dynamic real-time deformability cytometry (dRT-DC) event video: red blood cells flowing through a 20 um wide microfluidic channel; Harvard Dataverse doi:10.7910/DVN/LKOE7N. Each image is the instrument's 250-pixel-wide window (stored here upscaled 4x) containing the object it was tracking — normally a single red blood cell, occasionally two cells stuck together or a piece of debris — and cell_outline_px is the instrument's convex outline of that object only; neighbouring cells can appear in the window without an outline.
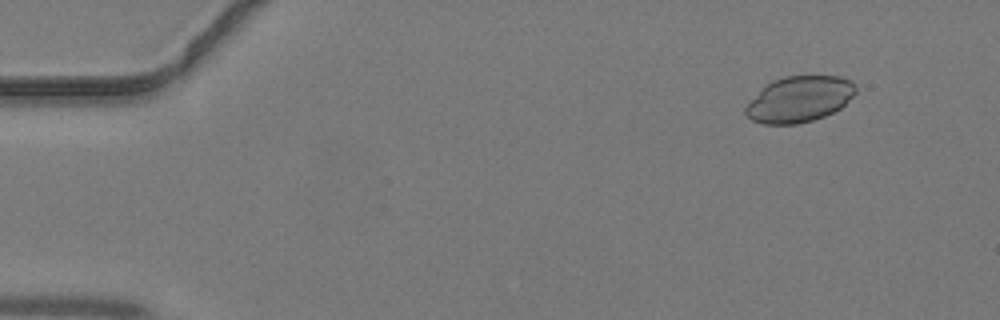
{"species": "common noctule bat (a hibernating species)", "species_latin": "Nyctalus noctula", "temperature_condition": "warm", "stored_images_in_passage": 41, "camera_frame_rate_fps": 3000, "um_per_image_px": 0.085, "animal": {"sex": "male", "body_mass_g": 19.2, "forearm_length_mm": 51.8}, "frame": {"image": 1, "passage_image": 1, "time_ms": 0.0, "image_size_px": [1000, 320], "cell_outline_px": [[856, 92], [840, 108], [824, 116], [812, 120], [796, 124], [764, 124], [752, 120], [744, 116], [744, 108], [764, 84], [772, 80], [784, 76], [840, 76], [852, 80], [856, 84]], "centroid_in_image_um": [67.91, 8.42], "position_along_channel_um": 17.1, "area_um2": 29.65}}